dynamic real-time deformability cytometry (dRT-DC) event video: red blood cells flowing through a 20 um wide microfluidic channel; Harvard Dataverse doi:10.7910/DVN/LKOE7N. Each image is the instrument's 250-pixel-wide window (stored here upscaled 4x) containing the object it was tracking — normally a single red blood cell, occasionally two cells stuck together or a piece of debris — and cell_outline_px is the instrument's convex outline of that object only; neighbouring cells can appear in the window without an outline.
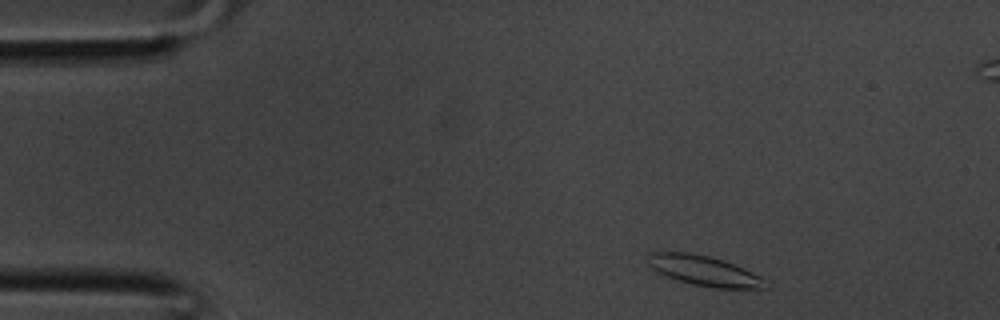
{"species": "common noctule bat (a hibernating species)", "species_latin": "Nyctalus noctula", "temperature_condition": "room temperature", "stored_images_in_passage": 35, "segment_of_instrument_passage": [1, 2], "camera_frame_rate_fps": 3000, "um_per_image_px": 0.085, "animal": {"sex": "male", "body_mass_g": 20.1, "forearm_length_mm": 53.5}, "frame": {"image": 1, "passage_image": 2, "time_ms": 0.333, "image_size_px": [1000, 320], "cell_outline_px": [[768, 288], [716, 288], [692, 284], [668, 276], [652, 268], [648, 256], [652, 252], [692, 252], [724, 260], [744, 268], [760, 276]], "centroid_in_image_um": [59.88, 23.0], "position_along_channel_um": 25.1, "area_um2": 20.11}}
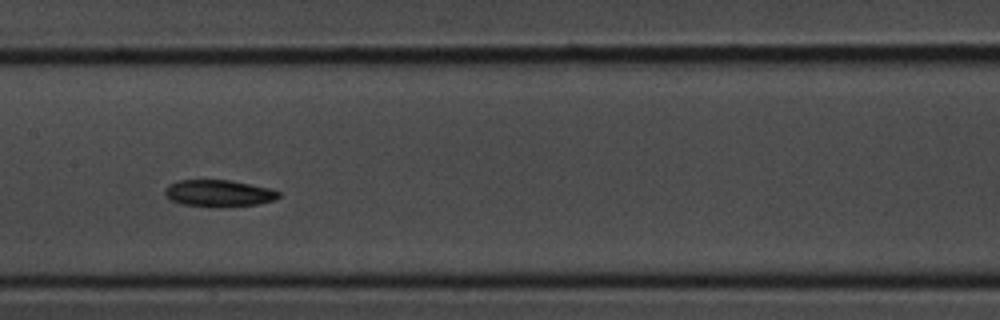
{"frame": {"image": 2, "passage_image": 15, "time_ms": 4.667, "image_size_px": [1000, 320], "cell_outline_px": [[280, 196], [276, 200], [256, 204], [228, 208], [216, 208], [180, 204], [168, 200], [164, 196], [164, 188], [168, 184], [176, 180], [232, 180], [252, 184], [268, 188], [280, 192]], "centroid_in_image_um": [18.54, 16.45], "position_along_channel_um": 188.9, "area_um2": 18.44}}
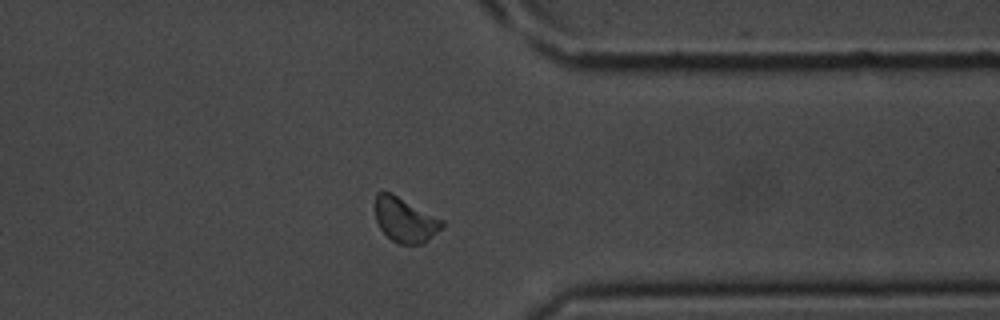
{"frame": {"image": 3, "passage_image": 26, "time_ms": 8.333, "image_size_px": [1000, 320], "cell_outline_px": [[444, 228], [424, 244], [396, 244], [380, 228], [376, 220], [376, 192], [388, 192], [444, 220]], "centroid_in_image_um": [34.47, 18.74], "position_along_channel_um": 376.9, "area_um2": 17.22}}